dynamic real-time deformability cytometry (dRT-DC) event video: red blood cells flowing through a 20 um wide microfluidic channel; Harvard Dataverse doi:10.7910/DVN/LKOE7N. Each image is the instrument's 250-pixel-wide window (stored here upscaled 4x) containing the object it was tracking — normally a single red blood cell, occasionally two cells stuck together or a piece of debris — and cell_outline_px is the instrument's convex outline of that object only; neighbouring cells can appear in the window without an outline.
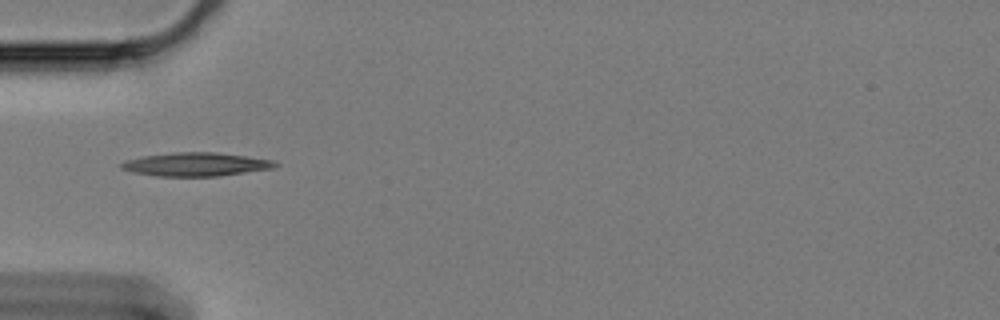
{"species": "Egyptian fruit bat (a non-hibernating species)", "species_latin": "Rousettus aegyptiacus", "temperature_condition": "cold", "stored_images_in_passage": 42, "camera_frame_rate_fps": 3000, "um_per_image_px": 0.085, "animal": {"sex": "female"}, "frame": {"image": 1, "passage_image": 1, "time_ms": 0.0, "image_size_px": [1000, 320], "cell_outline_px": [[280, 164], [272, 168], [216, 176], [156, 176], [132, 172], [120, 168], [120, 164], [124, 160], [144, 156], [172, 152], [216, 152], [276, 160]], "centroid_in_image_um": [16.63, 13.96], "position_along_channel_um": 68.4, "area_um2": 21.1}}
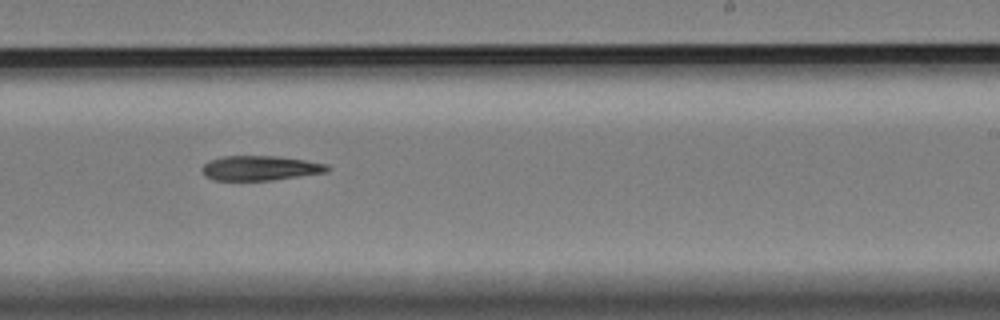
{"frame": {"image": 2, "passage_image": 19, "time_ms": 6.0, "image_size_px": [1000, 320], "cell_outline_px": [[332, 168], [328, 172], [272, 180], [212, 180], [204, 176], [200, 168], [208, 160], [224, 156], [276, 156], [304, 160], [328, 164]], "centroid_in_image_um": [22.1, 14.29], "position_along_channel_um": 266.9, "area_um2": 18.21}}
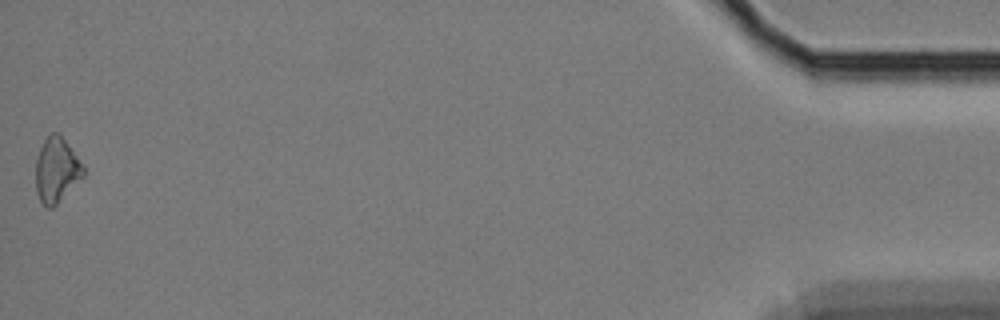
{"frame": {"image": 3, "passage_image": 42, "time_ms": 13.667, "image_size_px": [1000, 320], "cell_outline_px": [[84, 176], [52, 208], [48, 208], [40, 200], [36, 192], [36, 156], [44, 140], [52, 132], [60, 132], [84, 168]], "centroid_in_image_um": [4.79, 14.43], "position_along_channel_um": 430.4, "area_um2": 17.8}}